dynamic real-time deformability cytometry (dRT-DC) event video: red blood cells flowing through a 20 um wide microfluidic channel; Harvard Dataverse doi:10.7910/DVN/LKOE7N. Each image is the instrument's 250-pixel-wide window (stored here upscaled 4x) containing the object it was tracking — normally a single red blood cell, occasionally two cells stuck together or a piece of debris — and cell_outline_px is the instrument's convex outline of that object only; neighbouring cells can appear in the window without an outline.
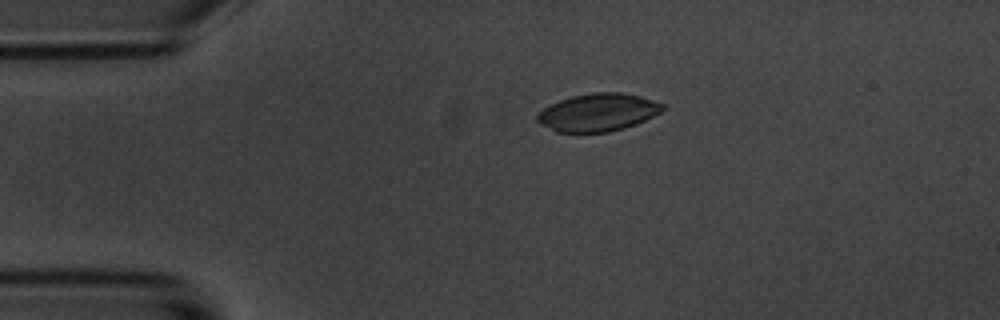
{"species": "common noctule bat (a hibernating species)", "species_latin": "Nyctalus noctula", "temperature_condition": "room temperature", "stored_images_in_passage": 8, "camera_frame_rate_fps": 3000, "um_per_image_px": 0.085, "animal": {"sex": "male", "body_mass_g": 20.1, "forearm_length_mm": 53.5}, "frame": {"image": 1, "passage_image": 4, "time_ms": 3.667, "image_size_px": [1000, 320], "cell_outline_px": [[664, 108], [660, 112], [636, 124], [624, 128], [608, 132], [556, 132], [540, 124], [536, 120], [536, 116], [544, 108], [560, 100], [572, 96], [592, 92], [624, 92], [640, 96], [664, 104]], "centroid_in_image_um": [50.82, 9.55], "position_along_channel_um": 34.2, "area_um2": 27.46}}
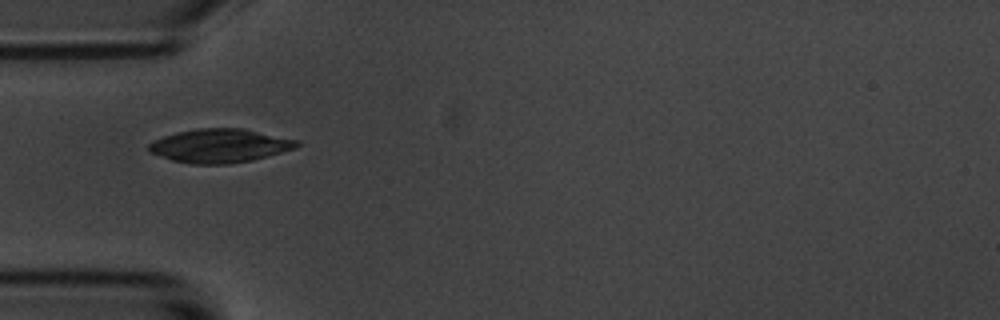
{"frame": {"image": 2, "passage_image": 6, "time_ms": 5.667, "image_size_px": [1000, 320], "cell_outline_px": [[300, 144], [296, 148], [252, 160], [228, 164], [192, 164], [172, 160], [148, 152], [148, 144], [152, 140], [176, 132], [196, 128], [244, 128], [300, 140]], "centroid_in_image_um": [18.68, 12.38], "position_along_channel_um": 66.3, "area_um2": 29.3}}
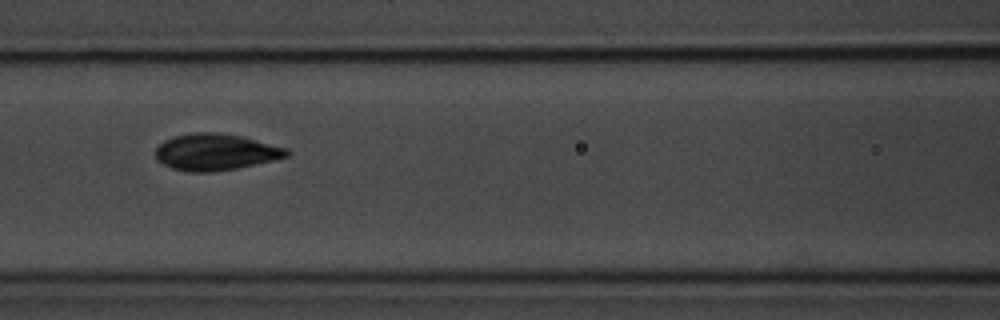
{"frame": {"image": 3, "passage_image": 8, "time_ms": 8.0, "image_size_px": [1000, 320], "cell_outline_px": [[292, 152], [288, 156], [272, 160], [236, 168], [212, 172], [184, 172], [172, 168], [156, 160], [156, 148], [164, 140], [172, 136], [192, 132], [220, 132], [244, 136], [288, 148]], "centroid_in_image_um": [18.32, 12.91], "position_along_channel_um": 148.3, "area_um2": 28.26}}